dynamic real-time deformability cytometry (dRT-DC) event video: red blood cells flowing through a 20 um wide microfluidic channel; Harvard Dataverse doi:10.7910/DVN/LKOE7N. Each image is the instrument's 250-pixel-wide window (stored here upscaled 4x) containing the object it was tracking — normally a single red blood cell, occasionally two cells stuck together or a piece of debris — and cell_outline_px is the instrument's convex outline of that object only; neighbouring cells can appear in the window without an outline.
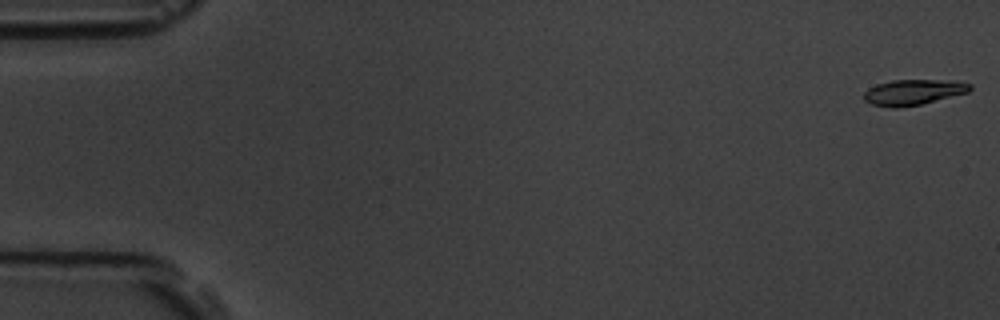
{"species": "common noctule bat (a hibernating species)", "species_latin": "Nyctalus noctula", "temperature_condition": "room temperature", "stored_images_in_passage": 6, "camera_frame_rate_fps": 3000, "um_per_image_px": 0.085, "animal": {"sex": "male", "body_mass_g": 19.5, "forearm_length_mm": 54.6}, "frame": {"image": 1, "passage_image": 1, "time_ms": 0.0, "image_size_px": [1000, 320], "cell_outline_px": [[972, 88], [968, 92], [920, 104], [896, 108], [892, 108], [872, 104], [864, 100], [864, 92], [868, 88], [876, 84], [892, 80], [948, 80], [972, 84]], "centroid_in_image_um": [77.6, 7.83], "position_along_channel_um": 7.4, "area_um2": 15.66}}
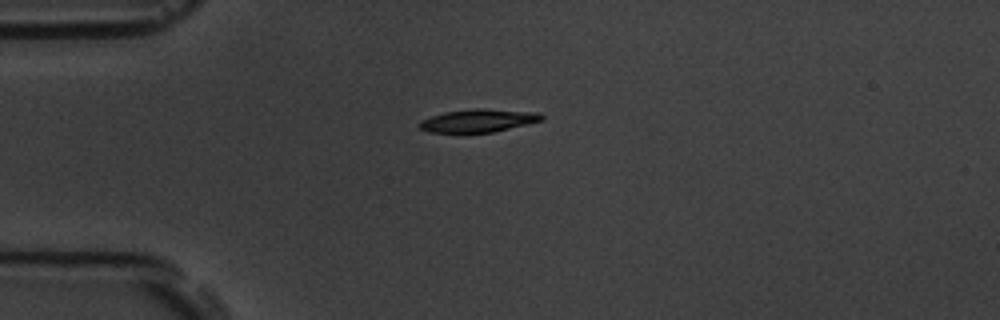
{"frame": {"image": 2, "passage_image": 5, "time_ms": 4.667, "image_size_px": [1000, 320], "cell_outline_px": [[544, 120], [528, 124], [492, 132], [428, 132], [420, 128], [416, 124], [420, 120], [444, 112], [476, 108], [484, 108], [536, 112], [544, 116]], "centroid_in_image_um": [40.65, 10.24], "position_along_channel_um": 44.4, "area_um2": 16.36}}